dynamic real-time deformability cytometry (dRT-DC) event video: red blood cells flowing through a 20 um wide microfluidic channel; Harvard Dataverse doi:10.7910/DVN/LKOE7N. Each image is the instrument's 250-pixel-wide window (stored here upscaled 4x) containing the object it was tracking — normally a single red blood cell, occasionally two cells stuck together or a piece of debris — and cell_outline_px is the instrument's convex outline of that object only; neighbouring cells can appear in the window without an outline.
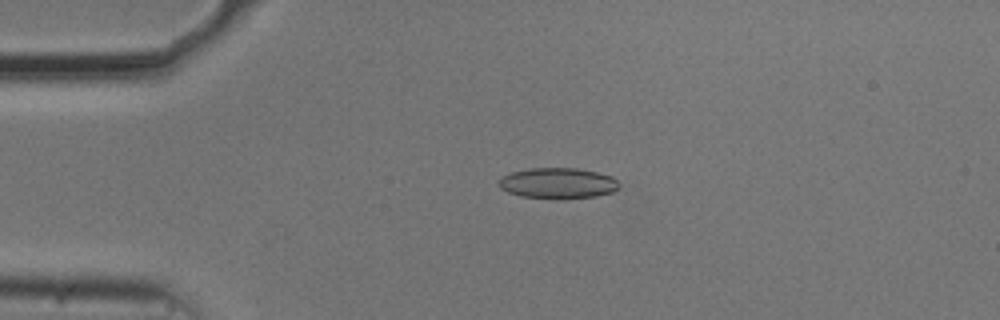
{"species": "common noctule bat (a hibernating species)", "species_latin": "Nyctalus noctula", "temperature_condition": "cold", "stored_images_in_passage": 54, "camera_frame_rate_fps": 3000, "um_per_image_px": 0.085, "animal": {"sex": "male", "body_mass_g": 20.5, "forearm_length_mm": 52.5}, "frame": {"image": 1, "passage_image": 12, "time_ms": 3.667, "image_size_px": [1000, 320], "cell_outline_px": [[620, 188], [612, 192], [596, 196], [564, 200], [560, 200], [520, 196], [508, 192], [500, 188], [500, 176], [512, 172], [528, 168], [576, 168], [596, 172], [612, 176], [620, 184]], "centroid_in_image_um": [47.43, 15.59], "position_along_channel_um": 37.6, "area_um2": 21.91}}
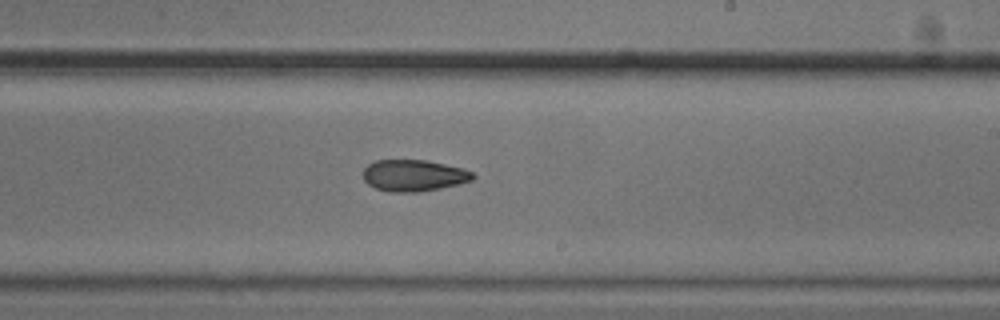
{"frame": {"image": 2, "passage_image": 32, "time_ms": 10.333, "image_size_px": [1000, 320], "cell_outline_px": [[476, 176], [472, 180], [460, 184], [420, 192], [388, 192], [376, 188], [368, 184], [364, 180], [364, 168], [368, 164], [376, 160], [428, 160], [464, 168], [472, 172]], "centroid_in_image_um": [35.19, 14.91], "position_along_channel_um": 253.8, "area_um2": 20.35}}
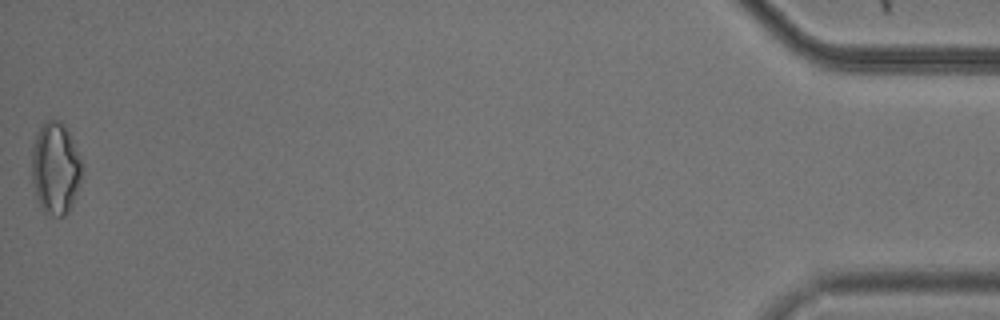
{"frame": {"image": 3, "passage_image": 54, "time_ms": 17.667, "image_size_px": [1000, 320], "cell_outline_px": [[84, 172], [72, 204], [68, 212], [64, 216], [52, 216], [44, 212], [36, 196], [32, 180], [32, 144], [36, 132], [48, 120], [60, 120], [64, 124], [80, 156]], "centroid_in_image_um": [4.72, 14.31], "position_along_channel_um": 430.5, "area_um2": 27.05}, "authors_computed_cell_mechanics": {"area_um2": 21.097, "velocity_mm_per_s": 3.71, "shape_relaxation_time_tau1_ms": 6.0446, "shape_relaxation_time_tau2_ms": 5.8731, "deformation_change_tau1": 0.1188, "deformation_change_tau2": 0.1235}}